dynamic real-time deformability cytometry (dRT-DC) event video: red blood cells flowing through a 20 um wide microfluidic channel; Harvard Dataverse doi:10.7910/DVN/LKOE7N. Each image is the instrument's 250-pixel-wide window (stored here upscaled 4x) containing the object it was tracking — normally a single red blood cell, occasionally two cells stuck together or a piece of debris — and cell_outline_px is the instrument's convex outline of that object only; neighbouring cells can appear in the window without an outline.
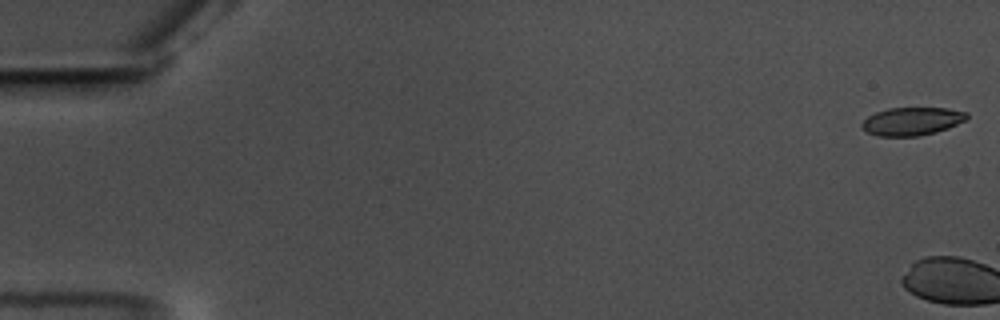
{"species": "common noctule bat (a hibernating species)", "species_latin": "Nyctalus noctula", "temperature_condition": "warm", "stored_images_in_passage": 3, "camera_frame_rate_fps": 3000, "um_per_image_px": 0.085, "animal": {"sex": "male", "body_mass_g": 17.5, "forearm_length_mm": 52.3}, "frame": {"image": 1, "passage_image": 1, "time_ms": 0.0, "image_size_px": [1000, 320], "cell_outline_px": [[968, 116], [964, 120], [948, 128], [936, 132], [916, 136], [876, 136], [868, 132], [860, 124], [868, 116], [876, 112], [888, 108], [948, 108], [968, 112]], "centroid_in_image_um": [77.51, 10.3], "position_along_channel_um": 7.5, "area_um2": 17.05}}